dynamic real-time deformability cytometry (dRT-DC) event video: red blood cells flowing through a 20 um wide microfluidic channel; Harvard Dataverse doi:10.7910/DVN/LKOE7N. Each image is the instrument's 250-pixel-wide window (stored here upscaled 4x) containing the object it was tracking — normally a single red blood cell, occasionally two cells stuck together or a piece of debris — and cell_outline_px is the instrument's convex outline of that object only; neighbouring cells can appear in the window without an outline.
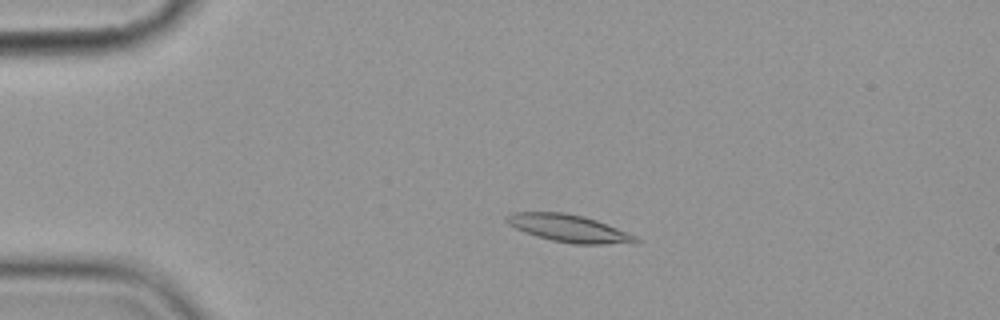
{"species": "common noctule bat (a hibernating species)", "species_latin": "Nyctalus noctula", "temperature_condition": "cold", "stored_images_in_passage": 5, "camera_frame_rate_fps": 3000, "um_per_image_px": 0.085, "animal": {"sex": "female", "body_mass_g": 19.9}, "frame": {"image": 1, "passage_image": 4, "time_ms": 3.667, "image_size_px": [1000, 320], "cell_outline_px": [[640, 240], [632, 244], [572, 244], [552, 240], [536, 236], [524, 232], [508, 224], [504, 220], [504, 216], [516, 212], [564, 212], [584, 216], [596, 220], [636, 236]], "centroid_in_image_um": [48.34, 19.41], "position_along_channel_um": 36.7, "area_um2": 20.63}}